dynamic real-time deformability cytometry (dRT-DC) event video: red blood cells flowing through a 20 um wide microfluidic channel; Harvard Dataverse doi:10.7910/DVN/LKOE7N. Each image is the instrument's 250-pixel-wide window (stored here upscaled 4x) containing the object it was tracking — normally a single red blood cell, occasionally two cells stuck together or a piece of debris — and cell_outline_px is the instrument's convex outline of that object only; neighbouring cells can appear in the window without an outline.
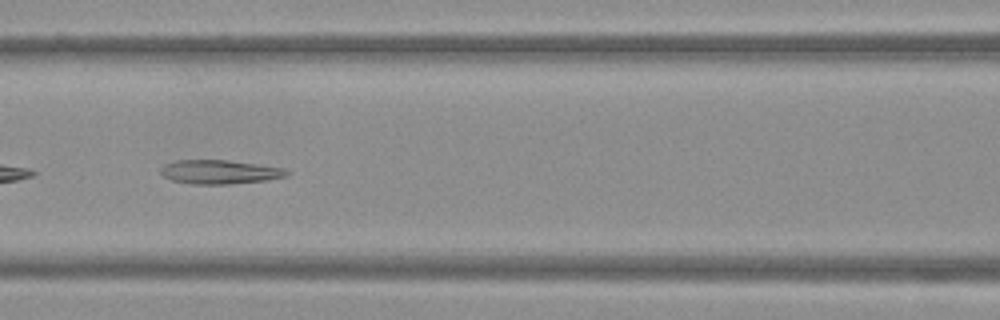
{"species": "Egyptian fruit bat (a non-hibernating species)", "species_latin": "Rousettus aegyptiacus", "temperature_condition": "warm", "stored_images_in_passage": 51, "camera_frame_rate_fps": 3000, "um_per_image_px": 0.085, "frame": {"image": 1, "passage_image": 23, "time_ms": 7.333, "image_size_px": [1000, 320], "cell_outline_px": [[292, 172], [288, 176], [268, 180], [228, 184], [192, 184], [172, 180], [164, 176], [160, 172], [160, 168], [164, 164], [176, 160], [228, 160], [284, 168]], "centroid_in_image_um": [18.7, 14.61], "position_along_channel_um": 147.9, "area_um2": 17.69}}
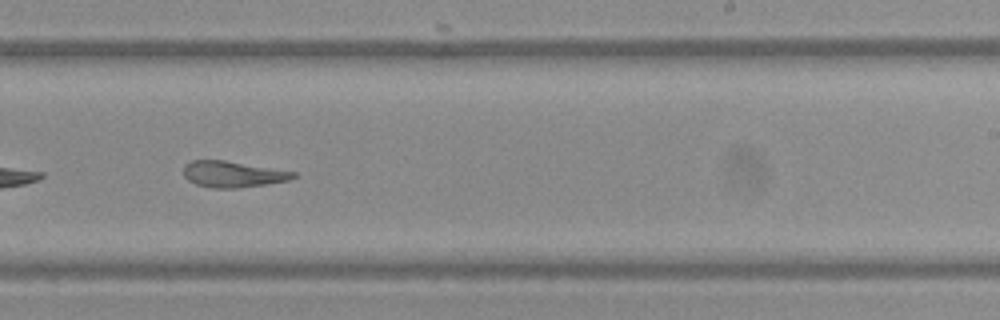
{"frame": {"image": 2, "passage_image": 32, "time_ms": 10.333, "image_size_px": [1000, 320], "cell_outline_px": [[296, 176], [288, 180], [264, 184], [236, 188], [212, 188], [196, 184], [188, 180], [184, 176], [184, 164], [192, 160], [224, 160], [296, 172]], "centroid_in_image_um": [19.75, 14.8], "position_along_channel_um": 269.3, "area_um2": 16.53}}
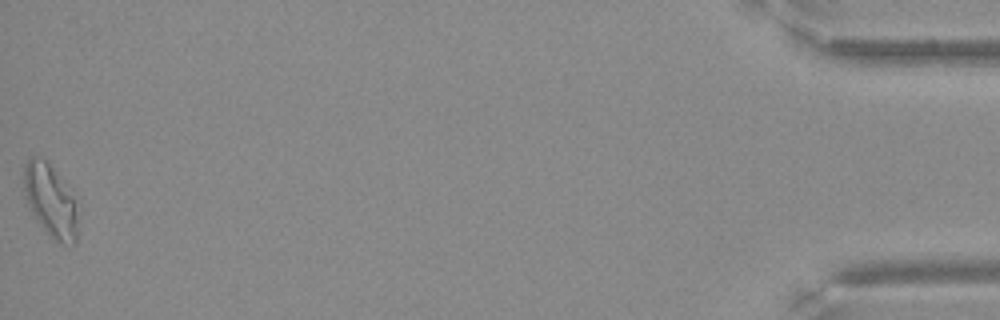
{"frame": {"image": 3, "passage_image": 51, "time_ms": 16.667, "image_size_px": [1000, 320], "cell_outline_px": [[76, 244], [60, 244], [36, 220], [28, 204], [24, 188], [24, 164], [32, 156], [36, 156], [44, 160], [52, 168], [72, 196], [76, 216]], "centroid_in_image_um": [4.25, 17.07], "position_along_channel_um": 430.9, "area_um2": 21.73}}